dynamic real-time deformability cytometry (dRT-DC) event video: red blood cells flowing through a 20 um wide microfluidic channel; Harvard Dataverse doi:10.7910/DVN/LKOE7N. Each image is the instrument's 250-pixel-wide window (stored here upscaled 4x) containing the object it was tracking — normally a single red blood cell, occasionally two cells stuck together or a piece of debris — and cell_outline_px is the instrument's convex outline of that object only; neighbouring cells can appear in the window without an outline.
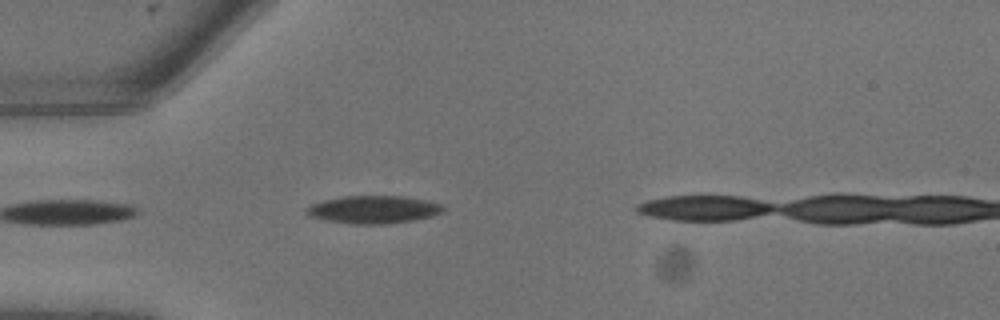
{"species": "common noctule bat (a hibernating species)", "species_latin": "Nyctalus noctula", "temperature_condition": "warm", "stored_images_in_passage": 6, "camera_frame_rate_fps": 3000, "um_per_image_px": 0.085, "animal": {"sex": "male", "body_mass_g": 13.3}, "frame": {"image": 1, "passage_image": 3, "time_ms": 0.667, "image_size_px": [1000, 320], "cell_outline_px": [[444, 212], [432, 216], [412, 220], [388, 224], [348, 224], [324, 220], [308, 216], [304, 212], [304, 208], [312, 204], [324, 200], [344, 196], [404, 196], [424, 200], [440, 204], [444, 208]], "centroid_in_image_um": [31.69, 17.82], "position_along_channel_um": 53.3, "area_um2": 22.25}}